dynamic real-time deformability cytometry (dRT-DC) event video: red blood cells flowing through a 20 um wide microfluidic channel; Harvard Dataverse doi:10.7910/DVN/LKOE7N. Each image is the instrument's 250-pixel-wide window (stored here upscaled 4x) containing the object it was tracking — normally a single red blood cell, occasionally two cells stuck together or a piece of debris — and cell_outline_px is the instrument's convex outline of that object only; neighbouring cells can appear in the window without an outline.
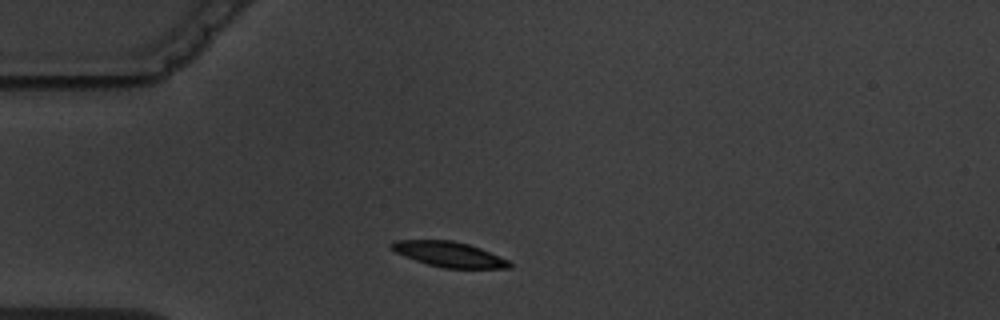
{"species": "common noctule bat (a hibernating species)", "species_latin": "Nyctalus noctula", "temperature_condition": "warm", "stored_images_in_passage": 3, "camera_frame_rate_fps": 3000, "um_per_image_px": 0.085, "animal": {"sex": "male", "body_mass_g": 19.5, "forearm_length_mm": 54.6}, "frame": {"image": 1, "passage_image": 1, "time_ms": 0.0, "image_size_px": [1000, 320], "cell_outline_px": [[512, 268], [444, 268], [428, 264], [404, 256], [396, 252], [388, 244], [392, 240], [452, 240], [468, 244], [480, 248], [500, 256], [508, 260], [512, 264]], "centroid_in_image_um": [38.17, 21.61], "position_along_channel_um": 46.8, "area_um2": 17.28}}
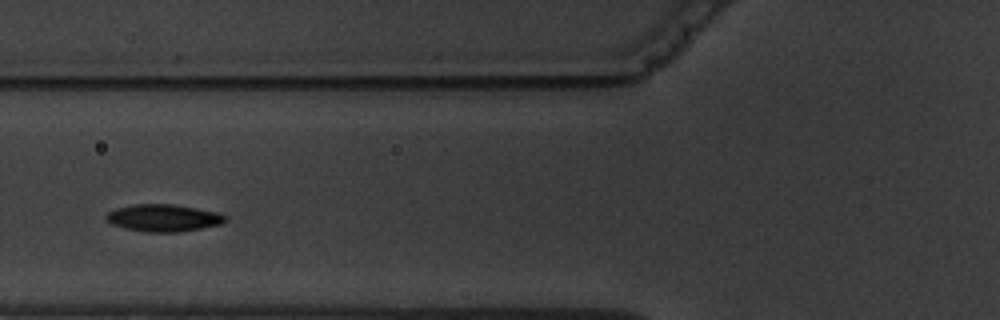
{"frame": {"image": 2, "passage_image": 3, "time_ms": 2.333, "image_size_px": [1000, 320], "cell_outline_px": [[228, 220], [220, 224], [200, 228], [176, 232], [148, 232], [128, 228], [112, 224], [104, 220], [104, 216], [108, 212], [116, 208], [132, 204], [172, 204], [220, 212]], "centroid_in_image_um": [13.87, 18.51], "position_along_channel_um": 111.9, "area_um2": 18.79}}